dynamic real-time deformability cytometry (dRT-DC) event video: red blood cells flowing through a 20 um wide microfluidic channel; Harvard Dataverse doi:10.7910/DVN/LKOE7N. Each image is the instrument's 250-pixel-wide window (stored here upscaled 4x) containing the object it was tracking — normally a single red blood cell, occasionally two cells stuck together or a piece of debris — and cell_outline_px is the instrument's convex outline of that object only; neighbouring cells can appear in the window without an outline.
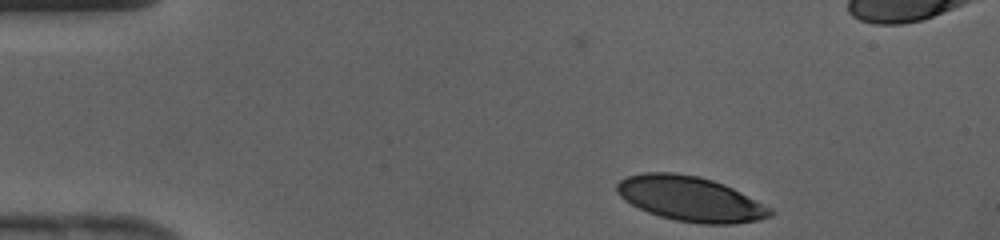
{"species": "human", "species_latin": "Homo sapiens", "temperature_condition": "cold", "stored_images_in_passage": 38, "camera_frame_rate_fps": 3000, "um_per_image_px": 0.085, "donor": {"sex": "female"}, "frame": {"image": 1, "passage_image": 1, "time_ms": 0.0, "image_size_px": [1000, 240], "cell_outline_px": [[776, 212], [772, 216], [760, 220], [736, 224], [700, 224], [676, 220], [660, 216], [648, 212], [624, 200], [616, 192], [616, 184], [620, 180], [628, 176], [644, 172], [676, 172], [696, 176], [712, 180], [724, 184], [772, 208]], "centroid_in_image_um": [58.7, 16.91], "position_along_channel_um": 26.3, "area_um2": 40.17}}
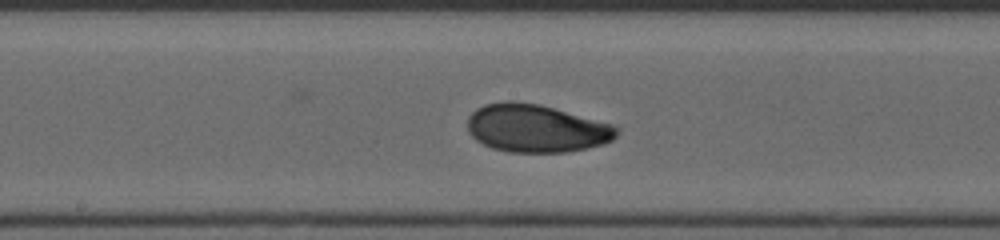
{"frame": {"image": 2, "passage_image": 17, "time_ms": 5.333, "image_size_px": [1000, 240], "cell_outline_px": [[620, 132], [612, 140], [604, 144], [588, 148], [568, 152], [508, 152], [492, 148], [476, 140], [468, 132], [468, 116], [476, 108], [484, 104], [508, 100], [512, 100], [540, 104], [612, 124], [620, 128]], "centroid_in_image_um": [45.58, 10.9], "position_along_channel_um": 202.6, "area_um2": 41.96}}
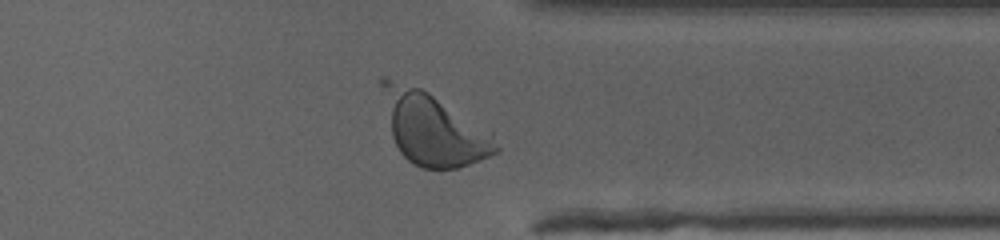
{"frame": {"image": 3, "passage_image": 28, "time_ms": 9.0, "image_size_px": [1000, 240], "cell_outline_px": [[500, 152], [480, 160], [456, 168], [420, 168], [412, 164], [400, 152], [392, 136], [380, 84], [380, 76], [384, 76], [420, 88], [428, 92], [492, 132], [500, 148]], "centroid_in_image_um": [36.83, 10.95], "position_along_channel_um": 374.6, "area_um2": 47.22}}